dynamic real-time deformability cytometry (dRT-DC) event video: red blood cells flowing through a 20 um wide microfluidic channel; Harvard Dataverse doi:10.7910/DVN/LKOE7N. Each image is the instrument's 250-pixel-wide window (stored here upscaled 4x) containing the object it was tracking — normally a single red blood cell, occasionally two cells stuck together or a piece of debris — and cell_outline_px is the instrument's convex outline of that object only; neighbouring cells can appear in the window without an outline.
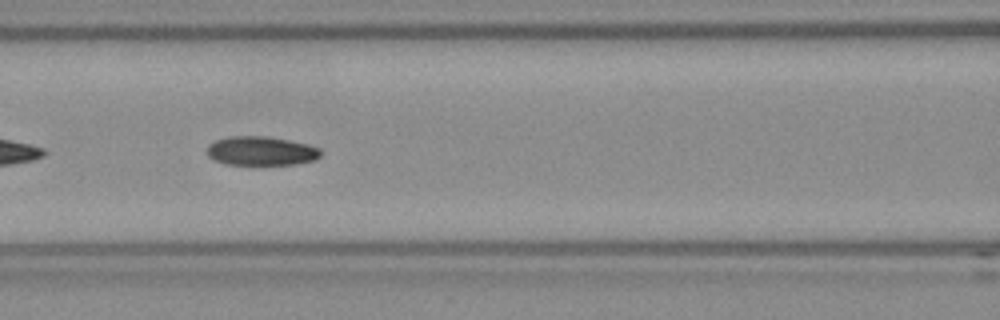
{"species": "Egyptian fruit bat (a non-hibernating species)", "species_latin": "Rousettus aegyptiacus", "temperature_condition": "room temperature", "stored_images_in_passage": 24, "camera_frame_rate_fps": 3000, "um_per_image_px": 0.085, "frame": {"image": 1, "passage_image": 8, "time_ms": 2.333, "image_size_px": [1000, 320], "cell_outline_px": [[320, 156], [316, 160], [296, 164], [224, 164], [212, 160], [208, 156], [208, 144], [216, 140], [228, 136], [268, 136], [308, 144], [320, 148]], "centroid_in_image_um": [22.18, 12.83], "position_along_channel_um": 144.4, "area_um2": 19.31}}